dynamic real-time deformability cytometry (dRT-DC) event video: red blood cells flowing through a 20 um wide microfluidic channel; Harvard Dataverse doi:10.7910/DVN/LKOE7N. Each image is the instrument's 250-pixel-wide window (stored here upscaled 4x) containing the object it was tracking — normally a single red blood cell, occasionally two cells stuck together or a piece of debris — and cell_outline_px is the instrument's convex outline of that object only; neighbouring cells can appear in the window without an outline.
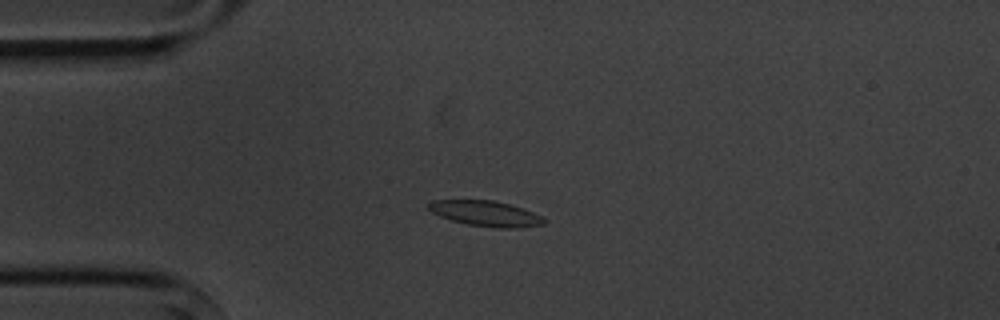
{"species": "common noctule bat (a hibernating species)", "species_latin": "Nyctalus noctula", "temperature_condition": "cold", "stored_images_in_passage": 6, "camera_frame_rate_fps": 3000, "um_per_image_px": 0.085, "animal": {"sex": "male", "body_mass_g": 20.1, "forearm_length_mm": 53.5}, "frame": {"image": 1, "passage_image": 1, "time_ms": 0.0, "image_size_px": [1000, 320], "cell_outline_px": [[548, 220], [544, 224], [516, 228], [496, 228], [468, 224], [452, 220], [440, 216], [432, 212], [428, 208], [428, 204], [432, 200], [492, 200], [508, 204], [532, 212]], "centroid_in_image_um": [41.28, 18.15], "position_along_channel_um": 43.7, "area_um2": 16.88}}
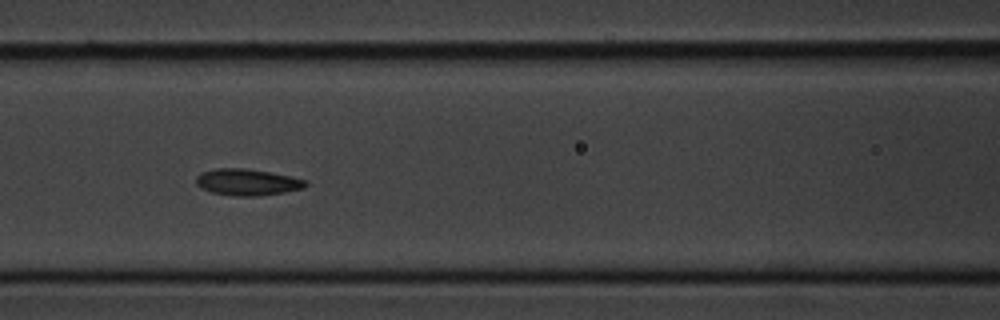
{"frame": {"image": 2, "passage_image": 4, "time_ms": 3.333, "image_size_px": [1000, 320], "cell_outline_px": [[308, 184], [304, 188], [284, 192], [256, 196], [236, 196], [212, 192], [200, 188], [196, 184], [196, 176], [200, 172], [216, 168], [244, 168], [292, 176], [308, 180]], "centroid_in_image_um": [21.02, 15.48], "position_along_channel_um": 145.6, "area_um2": 16.99}}
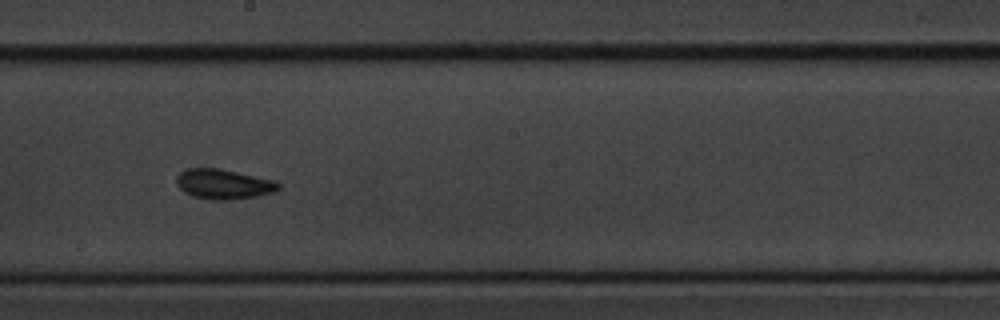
{"frame": {"image": 3, "passage_image": 6, "time_ms": 5.667, "image_size_px": [1000, 320], "cell_outline_px": [[280, 188], [276, 192], [256, 196], [228, 200], [216, 200], [196, 196], [184, 192], [176, 184], [176, 176], [180, 172], [188, 168], [216, 168], [276, 180], [280, 184]], "centroid_in_image_um": [19.02, 15.64], "position_along_channel_um": 229.2, "area_um2": 17.69}}